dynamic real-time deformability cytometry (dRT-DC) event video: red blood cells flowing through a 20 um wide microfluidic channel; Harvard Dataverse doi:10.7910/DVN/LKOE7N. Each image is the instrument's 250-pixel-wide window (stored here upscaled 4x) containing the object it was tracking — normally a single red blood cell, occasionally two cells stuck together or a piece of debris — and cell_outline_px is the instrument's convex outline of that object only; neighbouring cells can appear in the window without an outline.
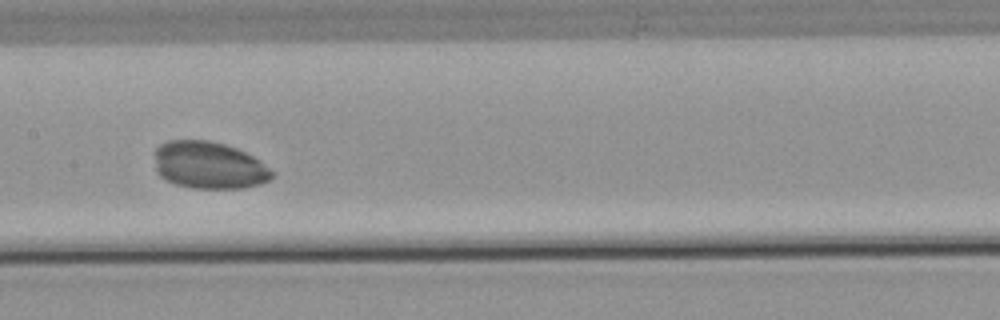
{"species": "common noctule bat (a hibernating species)", "species_latin": "Nyctalus noctula", "temperature_condition": "warm", "stored_images_in_passage": 40, "camera_frame_rate_fps": 3000, "um_per_image_px": 0.085, "animal": {"sex": "male", "body_mass_g": 21.5, "forearm_length_mm": 52.0}, "frame": {"image": 1, "passage_image": 17, "time_ms": 5.333, "image_size_px": [1000, 320], "cell_outline_px": [[276, 172], [268, 180], [260, 184], [244, 188], [192, 188], [176, 184], [160, 176], [156, 172], [156, 148], [160, 144], [168, 140], [212, 140], [236, 148], [260, 160]], "centroid_in_image_um": [17.78, 14.04], "position_along_channel_um": 189.6, "area_um2": 32.37}}
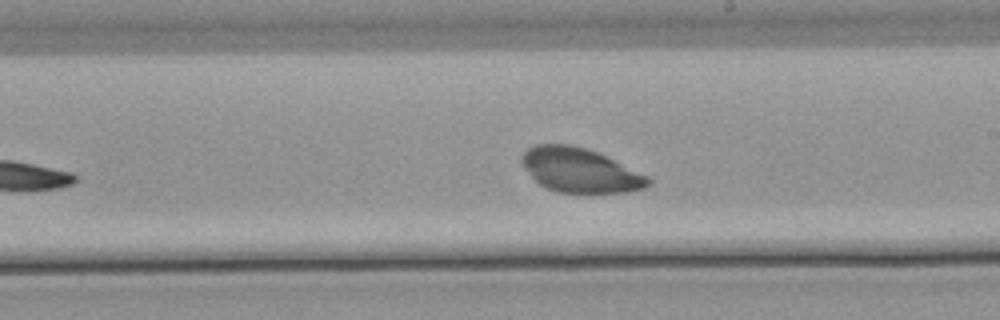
{"frame": {"image": 2, "passage_image": 21, "time_ms": 6.667, "image_size_px": [1000, 320], "cell_outline_px": [[652, 184], [644, 188], [624, 192], [556, 192], [544, 188], [532, 176], [520, 160], [520, 156], [528, 148], [536, 144], [568, 144], [584, 148], [596, 152], [648, 176], [652, 180]], "centroid_in_image_um": [49.28, 14.47], "position_along_channel_um": 239.7, "area_um2": 32.19}}
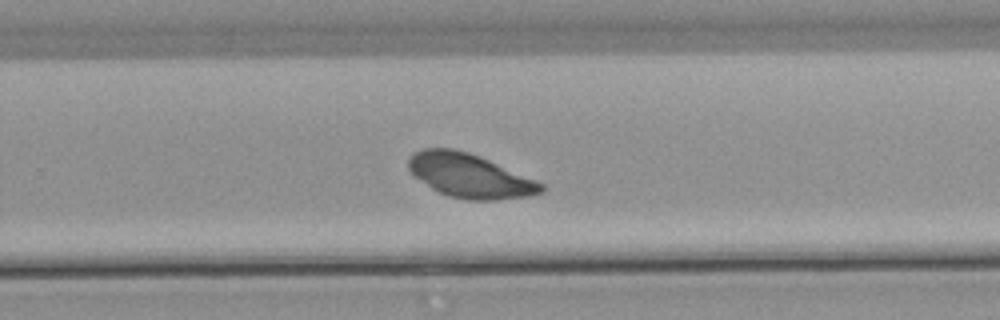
{"frame": {"image": 3, "passage_image": 25, "time_ms": 8.0, "image_size_px": [1000, 320], "cell_outline_px": [[544, 192], [528, 196], [496, 200], [468, 200], [448, 196], [432, 188], [416, 176], [408, 168], [408, 160], [412, 152], [424, 148], [452, 148], [468, 152], [480, 156], [536, 180], [544, 184]], "centroid_in_image_um": [39.94, 14.93], "position_along_channel_um": 289.9, "area_um2": 33.81}}